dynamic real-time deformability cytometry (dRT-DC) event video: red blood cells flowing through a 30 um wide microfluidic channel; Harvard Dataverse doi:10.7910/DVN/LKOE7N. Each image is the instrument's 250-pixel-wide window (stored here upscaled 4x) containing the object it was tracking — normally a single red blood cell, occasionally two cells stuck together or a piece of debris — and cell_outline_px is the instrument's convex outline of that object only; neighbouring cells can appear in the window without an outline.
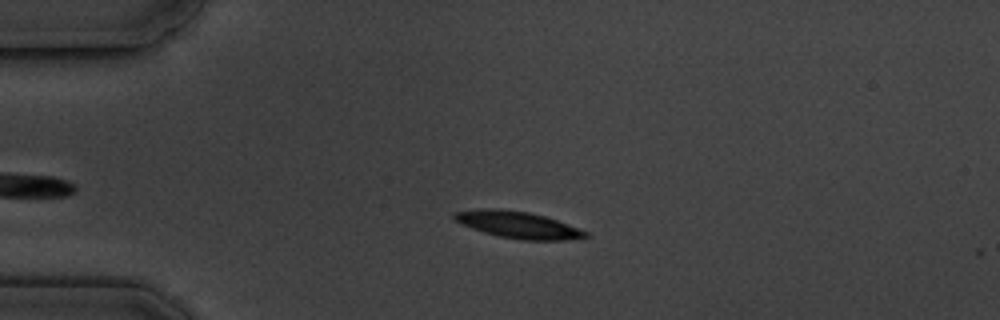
{"species": "common noctule bat (a hibernating species)", "species_latin": "Nyctalus noctula", "temperature_condition": "cold", "stored_images_in_passage": 6, "camera_frame_rate_fps": 3000, "um_per_image_px": 0.085, "animal": {"sex": "male", "body_mass_g": 19.5, "forearm_length_mm": 54.6}, "frame": {"image": 1, "passage_image": 4, "time_ms": 4.333, "image_size_px": [1000, 320], "cell_outline_px": [[592, 236], [584, 240], [520, 240], [500, 236], [484, 232], [472, 228], [452, 220], [452, 212], [480, 208], [496, 208], [528, 212], [544, 216], [556, 220], [588, 232]], "centroid_in_image_um": [44.05, 19.12], "position_along_channel_um": 40.9, "area_um2": 20.75}}